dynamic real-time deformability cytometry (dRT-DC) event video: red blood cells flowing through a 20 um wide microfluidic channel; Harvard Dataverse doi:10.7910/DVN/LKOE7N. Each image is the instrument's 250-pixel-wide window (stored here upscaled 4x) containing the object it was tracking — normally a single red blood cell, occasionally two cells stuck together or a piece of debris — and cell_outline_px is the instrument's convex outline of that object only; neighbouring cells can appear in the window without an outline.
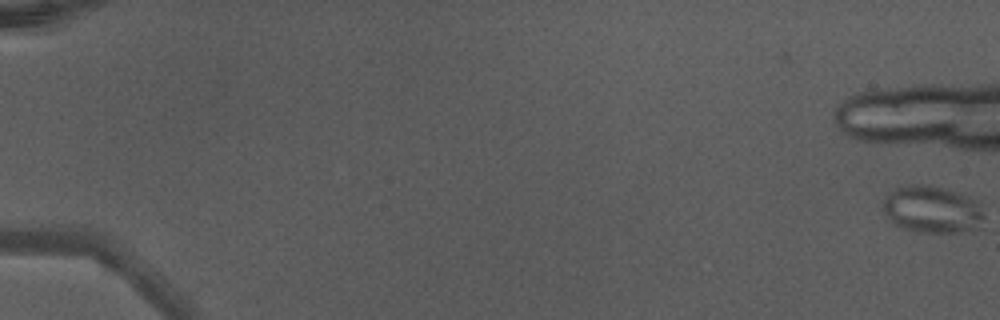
{"species": "Egyptian fruit bat (a non-hibernating species)", "species_latin": "Rousettus aegyptiacus", "temperature_condition": "warm", "stored_images_in_passage": 14, "camera_frame_rate_fps": 3000, "um_per_image_px": 0.085, "animal": {"sex": "male"}, "frame": {"image": 1, "passage_image": 1, "time_ms": 0.0, "image_size_px": [1000, 320], "cell_outline_px": [[984, 216], [980, 228], [960, 232], [912, 232], [900, 228], [892, 224], [888, 220], [880, 208], [888, 192], [892, 188], [908, 184], [932, 184], [968, 196], [976, 200]], "centroid_in_image_um": [79.15, 17.8], "position_along_channel_um": 5.8, "area_um2": 28.55}}